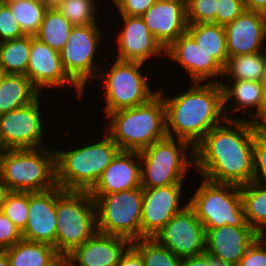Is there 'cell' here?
Segmentation results:
<instances>
[{
    "label": "cell",
    "instance_id": "83f0119b",
    "mask_svg": "<svg viewBox=\"0 0 266 266\" xmlns=\"http://www.w3.org/2000/svg\"><path fill=\"white\" fill-rule=\"evenodd\" d=\"M187 32L223 68L229 59L224 26L215 23L188 24Z\"/></svg>",
    "mask_w": 266,
    "mask_h": 266
},
{
    "label": "cell",
    "instance_id": "60d3db41",
    "mask_svg": "<svg viewBox=\"0 0 266 266\" xmlns=\"http://www.w3.org/2000/svg\"><path fill=\"white\" fill-rule=\"evenodd\" d=\"M22 239L21 230L1 211L0 250H6Z\"/></svg>",
    "mask_w": 266,
    "mask_h": 266
},
{
    "label": "cell",
    "instance_id": "4316f807",
    "mask_svg": "<svg viewBox=\"0 0 266 266\" xmlns=\"http://www.w3.org/2000/svg\"><path fill=\"white\" fill-rule=\"evenodd\" d=\"M240 190L247 223L259 236H266V183L253 180Z\"/></svg>",
    "mask_w": 266,
    "mask_h": 266
},
{
    "label": "cell",
    "instance_id": "ee69618b",
    "mask_svg": "<svg viewBox=\"0 0 266 266\" xmlns=\"http://www.w3.org/2000/svg\"><path fill=\"white\" fill-rule=\"evenodd\" d=\"M182 266H209V254L205 252L197 256L184 258Z\"/></svg>",
    "mask_w": 266,
    "mask_h": 266
},
{
    "label": "cell",
    "instance_id": "1f68e13d",
    "mask_svg": "<svg viewBox=\"0 0 266 266\" xmlns=\"http://www.w3.org/2000/svg\"><path fill=\"white\" fill-rule=\"evenodd\" d=\"M7 4L25 35L35 36L47 7L40 0H17Z\"/></svg>",
    "mask_w": 266,
    "mask_h": 266
},
{
    "label": "cell",
    "instance_id": "bcb514c9",
    "mask_svg": "<svg viewBox=\"0 0 266 266\" xmlns=\"http://www.w3.org/2000/svg\"><path fill=\"white\" fill-rule=\"evenodd\" d=\"M10 192L11 191L9 190L7 185L0 178V212L2 211L6 197Z\"/></svg>",
    "mask_w": 266,
    "mask_h": 266
},
{
    "label": "cell",
    "instance_id": "f1b7e54d",
    "mask_svg": "<svg viewBox=\"0 0 266 266\" xmlns=\"http://www.w3.org/2000/svg\"><path fill=\"white\" fill-rule=\"evenodd\" d=\"M266 68V50L229 57L221 82L251 80L260 82ZM225 77V78H224Z\"/></svg>",
    "mask_w": 266,
    "mask_h": 266
},
{
    "label": "cell",
    "instance_id": "6da1fadb",
    "mask_svg": "<svg viewBox=\"0 0 266 266\" xmlns=\"http://www.w3.org/2000/svg\"><path fill=\"white\" fill-rule=\"evenodd\" d=\"M258 125L248 119H225L212 128L194 147V167L199 176L237 186L253 181V144Z\"/></svg>",
    "mask_w": 266,
    "mask_h": 266
},
{
    "label": "cell",
    "instance_id": "603a6c76",
    "mask_svg": "<svg viewBox=\"0 0 266 266\" xmlns=\"http://www.w3.org/2000/svg\"><path fill=\"white\" fill-rule=\"evenodd\" d=\"M141 187V159L138 151L120 150L89 191L106 195Z\"/></svg>",
    "mask_w": 266,
    "mask_h": 266
},
{
    "label": "cell",
    "instance_id": "d4e9b609",
    "mask_svg": "<svg viewBox=\"0 0 266 266\" xmlns=\"http://www.w3.org/2000/svg\"><path fill=\"white\" fill-rule=\"evenodd\" d=\"M6 253L9 266H60L64 262L52 245L24 239L6 249Z\"/></svg>",
    "mask_w": 266,
    "mask_h": 266
},
{
    "label": "cell",
    "instance_id": "30bf717a",
    "mask_svg": "<svg viewBox=\"0 0 266 266\" xmlns=\"http://www.w3.org/2000/svg\"><path fill=\"white\" fill-rule=\"evenodd\" d=\"M91 197L96 205L97 232L131 242L141 239L142 187Z\"/></svg>",
    "mask_w": 266,
    "mask_h": 266
},
{
    "label": "cell",
    "instance_id": "f546056e",
    "mask_svg": "<svg viewBox=\"0 0 266 266\" xmlns=\"http://www.w3.org/2000/svg\"><path fill=\"white\" fill-rule=\"evenodd\" d=\"M73 25L56 8H47L38 33L34 36L52 49L61 52Z\"/></svg>",
    "mask_w": 266,
    "mask_h": 266
},
{
    "label": "cell",
    "instance_id": "836d02e7",
    "mask_svg": "<svg viewBox=\"0 0 266 266\" xmlns=\"http://www.w3.org/2000/svg\"><path fill=\"white\" fill-rule=\"evenodd\" d=\"M132 245L142 255L144 266H182V260L154 238H141Z\"/></svg>",
    "mask_w": 266,
    "mask_h": 266
},
{
    "label": "cell",
    "instance_id": "52a82bcc",
    "mask_svg": "<svg viewBox=\"0 0 266 266\" xmlns=\"http://www.w3.org/2000/svg\"><path fill=\"white\" fill-rule=\"evenodd\" d=\"M139 154L142 188L184 184V178L194 168V148L181 139L167 136Z\"/></svg>",
    "mask_w": 266,
    "mask_h": 266
},
{
    "label": "cell",
    "instance_id": "f6af8a7d",
    "mask_svg": "<svg viewBox=\"0 0 266 266\" xmlns=\"http://www.w3.org/2000/svg\"><path fill=\"white\" fill-rule=\"evenodd\" d=\"M246 10L266 14V0H244Z\"/></svg>",
    "mask_w": 266,
    "mask_h": 266
},
{
    "label": "cell",
    "instance_id": "db71d44e",
    "mask_svg": "<svg viewBox=\"0 0 266 266\" xmlns=\"http://www.w3.org/2000/svg\"><path fill=\"white\" fill-rule=\"evenodd\" d=\"M1 2H4V3H8V2H13V1H17V0H0Z\"/></svg>",
    "mask_w": 266,
    "mask_h": 266
},
{
    "label": "cell",
    "instance_id": "f907efd6",
    "mask_svg": "<svg viewBox=\"0 0 266 266\" xmlns=\"http://www.w3.org/2000/svg\"><path fill=\"white\" fill-rule=\"evenodd\" d=\"M47 8L56 7L62 0H40Z\"/></svg>",
    "mask_w": 266,
    "mask_h": 266
},
{
    "label": "cell",
    "instance_id": "3957f363",
    "mask_svg": "<svg viewBox=\"0 0 266 266\" xmlns=\"http://www.w3.org/2000/svg\"><path fill=\"white\" fill-rule=\"evenodd\" d=\"M104 118L108 126L104 132L120 150L140 152L167 137L166 108L159 93L144 104L113 111Z\"/></svg>",
    "mask_w": 266,
    "mask_h": 266
},
{
    "label": "cell",
    "instance_id": "9c48e42d",
    "mask_svg": "<svg viewBox=\"0 0 266 266\" xmlns=\"http://www.w3.org/2000/svg\"><path fill=\"white\" fill-rule=\"evenodd\" d=\"M199 179L201 185L193 190L192 197H187L205 229L224 225L251 227L246 221L240 186Z\"/></svg>",
    "mask_w": 266,
    "mask_h": 266
},
{
    "label": "cell",
    "instance_id": "11a10c76",
    "mask_svg": "<svg viewBox=\"0 0 266 266\" xmlns=\"http://www.w3.org/2000/svg\"><path fill=\"white\" fill-rule=\"evenodd\" d=\"M60 266H68L65 262H63Z\"/></svg>",
    "mask_w": 266,
    "mask_h": 266
},
{
    "label": "cell",
    "instance_id": "7a4b0ae2",
    "mask_svg": "<svg viewBox=\"0 0 266 266\" xmlns=\"http://www.w3.org/2000/svg\"><path fill=\"white\" fill-rule=\"evenodd\" d=\"M175 96L158 89L166 108L168 137L188 142L193 148L225 119L223 89L220 83L192 82Z\"/></svg>",
    "mask_w": 266,
    "mask_h": 266
},
{
    "label": "cell",
    "instance_id": "4dcf8cb0",
    "mask_svg": "<svg viewBox=\"0 0 266 266\" xmlns=\"http://www.w3.org/2000/svg\"><path fill=\"white\" fill-rule=\"evenodd\" d=\"M31 50V35L0 43V67L7 74H24L27 69Z\"/></svg>",
    "mask_w": 266,
    "mask_h": 266
},
{
    "label": "cell",
    "instance_id": "5b68a950",
    "mask_svg": "<svg viewBox=\"0 0 266 266\" xmlns=\"http://www.w3.org/2000/svg\"><path fill=\"white\" fill-rule=\"evenodd\" d=\"M0 178L10 191L42 192L56 187L55 148L4 150Z\"/></svg>",
    "mask_w": 266,
    "mask_h": 266
},
{
    "label": "cell",
    "instance_id": "ab89813d",
    "mask_svg": "<svg viewBox=\"0 0 266 266\" xmlns=\"http://www.w3.org/2000/svg\"><path fill=\"white\" fill-rule=\"evenodd\" d=\"M238 266H266V237L259 236L246 250Z\"/></svg>",
    "mask_w": 266,
    "mask_h": 266
},
{
    "label": "cell",
    "instance_id": "d590c367",
    "mask_svg": "<svg viewBox=\"0 0 266 266\" xmlns=\"http://www.w3.org/2000/svg\"><path fill=\"white\" fill-rule=\"evenodd\" d=\"M217 0H186L187 23H215Z\"/></svg>",
    "mask_w": 266,
    "mask_h": 266
},
{
    "label": "cell",
    "instance_id": "f5cc1de1",
    "mask_svg": "<svg viewBox=\"0 0 266 266\" xmlns=\"http://www.w3.org/2000/svg\"><path fill=\"white\" fill-rule=\"evenodd\" d=\"M3 151H4V149H3V147L0 145V165H1V156H2Z\"/></svg>",
    "mask_w": 266,
    "mask_h": 266
},
{
    "label": "cell",
    "instance_id": "681fc988",
    "mask_svg": "<svg viewBox=\"0 0 266 266\" xmlns=\"http://www.w3.org/2000/svg\"><path fill=\"white\" fill-rule=\"evenodd\" d=\"M0 266H9L6 250H0Z\"/></svg>",
    "mask_w": 266,
    "mask_h": 266
},
{
    "label": "cell",
    "instance_id": "f35d334b",
    "mask_svg": "<svg viewBox=\"0 0 266 266\" xmlns=\"http://www.w3.org/2000/svg\"><path fill=\"white\" fill-rule=\"evenodd\" d=\"M245 10L244 0H217L216 24L225 26Z\"/></svg>",
    "mask_w": 266,
    "mask_h": 266
},
{
    "label": "cell",
    "instance_id": "74e56055",
    "mask_svg": "<svg viewBox=\"0 0 266 266\" xmlns=\"http://www.w3.org/2000/svg\"><path fill=\"white\" fill-rule=\"evenodd\" d=\"M25 36L10 6L0 1V43Z\"/></svg>",
    "mask_w": 266,
    "mask_h": 266
},
{
    "label": "cell",
    "instance_id": "7402d4cb",
    "mask_svg": "<svg viewBox=\"0 0 266 266\" xmlns=\"http://www.w3.org/2000/svg\"><path fill=\"white\" fill-rule=\"evenodd\" d=\"M220 85L223 89V109L226 119L245 120V114L248 113L247 116H250L248 120L250 119V121L258 124H265V106L261 82L237 80L230 83L220 82ZM239 110L242 111L243 116L235 115ZM232 114L234 115L232 116Z\"/></svg>",
    "mask_w": 266,
    "mask_h": 266
},
{
    "label": "cell",
    "instance_id": "e0dca14e",
    "mask_svg": "<svg viewBox=\"0 0 266 266\" xmlns=\"http://www.w3.org/2000/svg\"><path fill=\"white\" fill-rule=\"evenodd\" d=\"M123 25L118 31L117 57L120 61L150 63L151 59L165 58V50L150 33L144 19L140 16L120 15ZM150 59V60H149Z\"/></svg>",
    "mask_w": 266,
    "mask_h": 266
},
{
    "label": "cell",
    "instance_id": "cb8c5ba5",
    "mask_svg": "<svg viewBox=\"0 0 266 266\" xmlns=\"http://www.w3.org/2000/svg\"><path fill=\"white\" fill-rule=\"evenodd\" d=\"M206 230V252L213 258L238 266L247 248L259 237L252 227L224 225Z\"/></svg>",
    "mask_w": 266,
    "mask_h": 266
},
{
    "label": "cell",
    "instance_id": "b9f144b4",
    "mask_svg": "<svg viewBox=\"0 0 266 266\" xmlns=\"http://www.w3.org/2000/svg\"><path fill=\"white\" fill-rule=\"evenodd\" d=\"M157 0H111L119 15L142 16Z\"/></svg>",
    "mask_w": 266,
    "mask_h": 266
},
{
    "label": "cell",
    "instance_id": "d6a6232c",
    "mask_svg": "<svg viewBox=\"0 0 266 266\" xmlns=\"http://www.w3.org/2000/svg\"><path fill=\"white\" fill-rule=\"evenodd\" d=\"M98 3L96 0H62L56 8L73 26H84L99 24Z\"/></svg>",
    "mask_w": 266,
    "mask_h": 266
},
{
    "label": "cell",
    "instance_id": "e575fe53",
    "mask_svg": "<svg viewBox=\"0 0 266 266\" xmlns=\"http://www.w3.org/2000/svg\"><path fill=\"white\" fill-rule=\"evenodd\" d=\"M29 192L11 191L5 200L2 212L21 231L28 221Z\"/></svg>",
    "mask_w": 266,
    "mask_h": 266
},
{
    "label": "cell",
    "instance_id": "277c9868",
    "mask_svg": "<svg viewBox=\"0 0 266 266\" xmlns=\"http://www.w3.org/2000/svg\"><path fill=\"white\" fill-rule=\"evenodd\" d=\"M102 138L83 147L75 148L76 145H73V149L65 151L55 148L56 184L61 189L89 192L93 188L120 151L105 132Z\"/></svg>",
    "mask_w": 266,
    "mask_h": 266
},
{
    "label": "cell",
    "instance_id": "ba28073f",
    "mask_svg": "<svg viewBox=\"0 0 266 266\" xmlns=\"http://www.w3.org/2000/svg\"><path fill=\"white\" fill-rule=\"evenodd\" d=\"M102 66L96 78L100 80L105 92L102 94L105 101V116L113 111L136 107L152 99L158 90L153 91L148 83V78L142 73L146 69L142 66L147 64L141 62L120 61L114 59ZM104 65V66H103ZM107 70H106V69Z\"/></svg>",
    "mask_w": 266,
    "mask_h": 266
},
{
    "label": "cell",
    "instance_id": "484cf974",
    "mask_svg": "<svg viewBox=\"0 0 266 266\" xmlns=\"http://www.w3.org/2000/svg\"><path fill=\"white\" fill-rule=\"evenodd\" d=\"M41 93L24 74H7L0 87V115L34 102Z\"/></svg>",
    "mask_w": 266,
    "mask_h": 266
},
{
    "label": "cell",
    "instance_id": "c3c4849f",
    "mask_svg": "<svg viewBox=\"0 0 266 266\" xmlns=\"http://www.w3.org/2000/svg\"><path fill=\"white\" fill-rule=\"evenodd\" d=\"M261 87H262V94H263V99H264V106H265V124H266V68L264 75L262 76L261 79Z\"/></svg>",
    "mask_w": 266,
    "mask_h": 266
},
{
    "label": "cell",
    "instance_id": "9a60e30c",
    "mask_svg": "<svg viewBox=\"0 0 266 266\" xmlns=\"http://www.w3.org/2000/svg\"><path fill=\"white\" fill-rule=\"evenodd\" d=\"M183 184L143 188L141 238H153L165 224L188 204L182 205Z\"/></svg>",
    "mask_w": 266,
    "mask_h": 266
},
{
    "label": "cell",
    "instance_id": "8992f818",
    "mask_svg": "<svg viewBox=\"0 0 266 266\" xmlns=\"http://www.w3.org/2000/svg\"><path fill=\"white\" fill-rule=\"evenodd\" d=\"M56 251L65 259L97 232L96 205L89 192L56 186Z\"/></svg>",
    "mask_w": 266,
    "mask_h": 266
},
{
    "label": "cell",
    "instance_id": "8d00e7d4",
    "mask_svg": "<svg viewBox=\"0 0 266 266\" xmlns=\"http://www.w3.org/2000/svg\"><path fill=\"white\" fill-rule=\"evenodd\" d=\"M253 161V180L266 183V124H259L255 129Z\"/></svg>",
    "mask_w": 266,
    "mask_h": 266
},
{
    "label": "cell",
    "instance_id": "2e32d148",
    "mask_svg": "<svg viewBox=\"0 0 266 266\" xmlns=\"http://www.w3.org/2000/svg\"><path fill=\"white\" fill-rule=\"evenodd\" d=\"M165 57L182 67L191 83H220L217 78H223V67L188 32L165 50Z\"/></svg>",
    "mask_w": 266,
    "mask_h": 266
},
{
    "label": "cell",
    "instance_id": "7bdbcfd3",
    "mask_svg": "<svg viewBox=\"0 0 266 266\" xmlns=\"http://www.w3.org/2000/svg\"><path fill=\"white\" fill-rule=\"evenodd\" d=\"M117 266H144L142 255L131 244L121 256Z\"/></svg>",
    "mask_w": 266,
    "mask_h": 266
},
{
    "label": "cell",
    "instance_id": "5bb4252c",
    "mask_svg": "<svg viewBox=\"0 0 266 266\" xmlns=\"http://www.w3.org/2000/svg\"><path fill=\"white\" fill-rule=\"evenodd\" d=\"M27 77L41 94L50 88V90L55 88L56 92V88L61 87L59 90L61 91L64 86H71L77 94V98L84 100L85 92L66 73L60 52L42 43L34 36H31Z\"/></svg>",
    "mask_w": 266,
    "mask_h": 266
},
{
    "label": "cell",
    "instance_id": "ffe728a7",
    "mask_svg": "<svg viewBox=\"0 0 266 266\" xmlns=\"http://www.w3.org/2000/svg\"><path fill=\"white\" fill-rule=\"evenodd\" d=\"M56 187L42 192H29L28 221L21 231L30 242L52 245L56 249Z\"/></svg>",
    "mask_w": 266,
    "mask_h": 266
},
{
    "label": "cell",
    "instance_id": "4fadbf2b",
    "mask_svg": "<svg viewBox=\"0 0 266 266\" xmlns=\"http://www.w3.org/2000/svg\"><path fill=\"white\" fill-rule=\"evenodd\" d=\"M181 259L206 252V230L194 209L187 204L153 237Z\"/></svg>",
    "mask_w": 266,
    "mask_h": 266
},
{
    "label": "cell",
    "instance_id": "44dd1931",
    "mask_svg": "<svg viewBox=\"0 0 266 266\" xmlns=\"http://www.w3.org/2000/svg\"><path fill=\"white\" fill-rule=\"evenodd\" d=\"M131 244L127 238L96 232L69 254L64 262L68 266H117Z\"/></svg>",
    "mask_w": 266,
    "mask_h": 266
},
{
    "label": "cell",
    "instance_id": "8fae6325",
    "mask_svg": "<svg viewBox=\"0 0 266 266\" xmlns=\"http://www.w3.org/2000/svg\"><path fill=\"white\" fill-rule=\"evenodd\" d=\"M100 24L73 26L69 38L60 52L63 67L68 76L85 91L88 82H97L100 65L96 52L103 41ZM99 64H98V63ZM99 65V66H98Z\"/></svg>",
    "mask_w": 266,
    "mask_h": 266
},
{
    "label": "cell",
    "instance_id": "816d5d0a",
    "mask_svg": "<svg viewBox=\"0 0 266 266\" xmlns=\"http://www.w3.org/2000/svg\"><path fill=\"white\" fill-rule=\"evenodd\" d=\"M7 73L0 67V87L6 77Z\"/></svg>",
    "mask_w": 266,
    "mask_h": 266
},
{
    "label": "cell",
    "instance_id": "ac0fdd59",
    "mask_svg": "<svg viewBox=\"0 0 266 266\" xmlns=\"http://www.w3.org/2000/svg\"><path fill=\"white\" fill-rule=\"evenodd\" d=\"M141 17L164 50L187 32L186 0H157Z\"/></svg>",
    "mask_w": 266,
    "mask_h": 266
},
{
    "label": "cell",
    "instance_id": "7c38bea8",
    "mask_svg": "<svg viewBox=\"0 0 266 266\" xmlns=\"http://www.w3.org/2000/svg\"><path fill=\"white\" fill-rule=\"evenodd\" d=\"M41 98L42 94L31 104L0 115V145L4 150L46 147Z\"/></svg>",
    "mask_w": 266,
    "mask_h": 266
},
{
    "label": "cell",
    "instance_id": "7dc6e473",
    "mask_svg": "<svg viewBox=\"0 0 266 266\" xmlns=\"http://www.w3.org/2000/svg\"><path fill=\"white\" fill-rule=\"evenodd\" d=\"M209 266H236V265L213 258L209 255Z\"/></svg>",
    "mask_w": 266,
    "mask_h": 266
},
{
    "label": "cell",
    "instance_id": "d6986e66",
    "mask_svg": "<svg viewBox=\"0 0 266 266\" xmlns=\"http://www.w3.org/2000/svg\"><path fill=\"white\" fill-rule=\"evenodd\" d=\"M228 57L266 49V14L245 10L224 26Z\"/></svg>",
    "mask_w": 266,
    "mask_h": 266
}]
</instances>
